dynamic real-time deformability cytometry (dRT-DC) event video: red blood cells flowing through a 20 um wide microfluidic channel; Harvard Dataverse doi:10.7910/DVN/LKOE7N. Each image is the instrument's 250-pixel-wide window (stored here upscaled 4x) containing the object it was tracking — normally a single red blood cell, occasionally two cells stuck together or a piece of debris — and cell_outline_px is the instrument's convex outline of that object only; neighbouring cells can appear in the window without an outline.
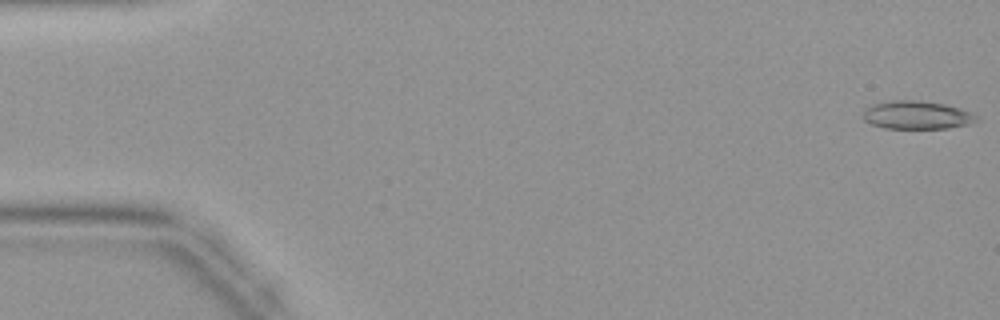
{"species": "common noctule bat (a hibernating species)", "species_latin": "Nyctalus noctula", "temperature_condition": "warm", "stored_images_in_passage": 44, "camera_frame_rate_fps": 3000, "um_per_image_px": 0.085, "animal": {"sex": "female", "body_mass_g": 19.9}, "frame": {"image": 1, "passage_image": 1, "time_ms": 0.0, "image_size_px": [1000, 320], "cell_outline_px": [[980, 120], [968, 124], [948, 128], [884, 128], [872, 124], [864, 120], [864, 108], [872, 104], [892, 100], [920, 100], [944, 104], [960, 108], [972, 112]], "centroid_in_image_um": [77.94, 9.77], "position_along_channel_um": 7.1, "area_um2": 18.67}}
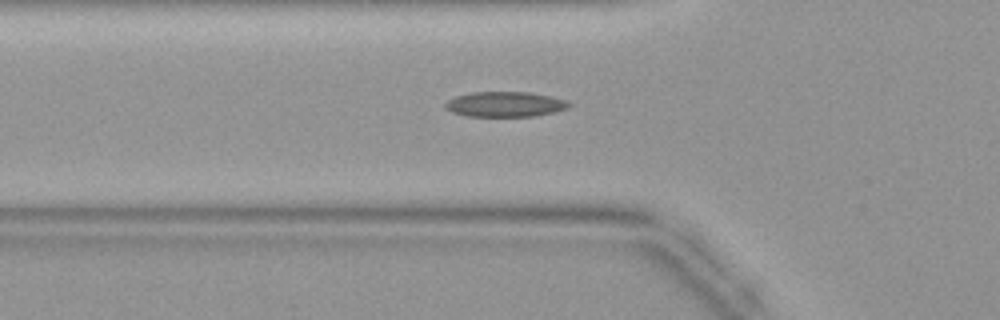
{"frame": {"image": 2, "passage_image": 15, "time_ms": 4.667, "image_size_px": [1000, 320], "cell_outline_px": [[572, 104], [568, 108], [552, 112], [532, 116], [468, 116], [452, 112], [444, 108], [444, 104], [448, 100], [456, 96], [472, 92], [528, 92], [552, 96], [568, 100]], "centroid_in_image_um": [42.94, 8.85], "position_along_channel_um": 82.9, "area_um2": 18.15}}
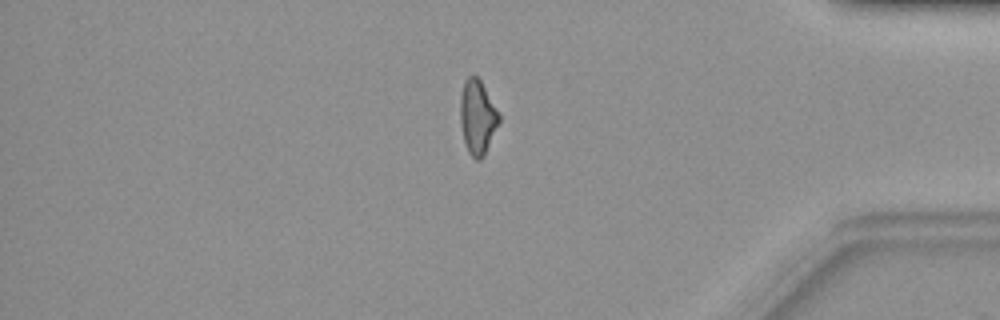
{"frame": {"image": 3, "passage_image": 37, "time_ms": 12.0, "image_size_px": [1000, 320], "cell_outline_px": [[500, 120], [484, 156], [480, 160], [476, 160], [468, 152], [464, 140], [460, 124], [460, 96], [464, 80], [468, 76], [476, 76], [480, 80], [500, 112]], "centroid_in_image_um": [40.58, 9.94], "position_along_channel_um": 394.6, "area_um2": 16.88}}